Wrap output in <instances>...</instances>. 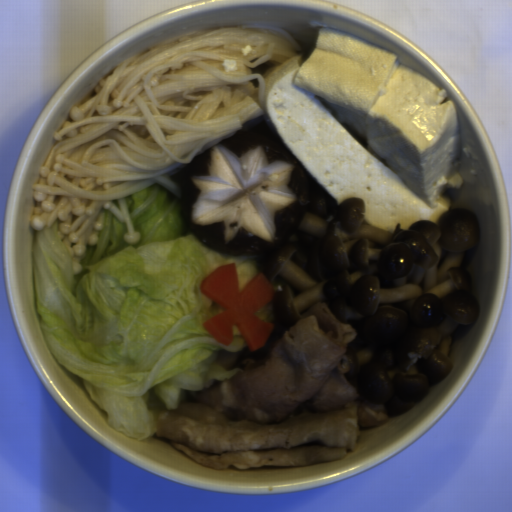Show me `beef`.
Wrapping results in <instances>:
<instances>
[{"mask_svg": "<svg viewBox=\"0 0 512 512\" xmlns=\"http://www.w3.org/2000/svg\"><path fill=\"white\" fill-rule=\"evenodd\" d=\"M271 323L264 346L216 351L219 366L240 371L161 411L156 435L211 467L247 469L343 457L363 426L387 421L384 402L357 403L345 377L354 331L330 306Z\"/></svg>", "mask_w": 512, "mask_h": 512, "instance_id": "1", "label": "beef"}]
</instances>
